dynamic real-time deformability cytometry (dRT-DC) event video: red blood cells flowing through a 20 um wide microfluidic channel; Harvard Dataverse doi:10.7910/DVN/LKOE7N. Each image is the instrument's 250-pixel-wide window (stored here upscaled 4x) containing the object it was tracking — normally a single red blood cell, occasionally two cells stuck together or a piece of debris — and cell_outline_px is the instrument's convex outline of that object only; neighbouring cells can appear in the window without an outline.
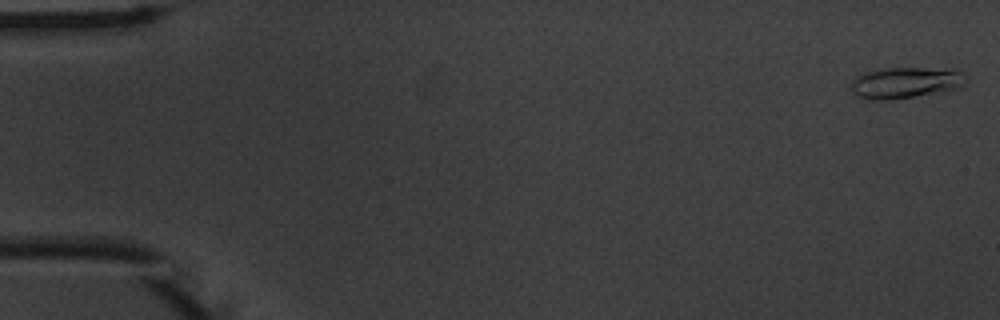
{"species": "common noctule bat (a hibernating species)", "species_latin": "Nyctalus noctula", "temperature_condition": "warm", "stored_images_in_passage": 54, "camera_frame_rate_fps": 3000, "um_per_image_px": 0.085, "animal": {"sex": "male", "body_mass_g": 20.1, "forearm_length_mm": 53.5}, "frame": {"image": 1, "passage_image": 1, "time_ms": 0.0, "image_size_px": [1000, 320], "cell_outline_px": [[964, 72], [960, 88], [948, 92], [888, 100], [864, 100], [856, 96], [852, 92], [848, 84], [852, 80], [868, 72], [884, 68], [956, 68]], "centroid_in_image_um": [76.97, 7.05], "position_along_channel_um": 8.0, "area_um2": 21.33}}
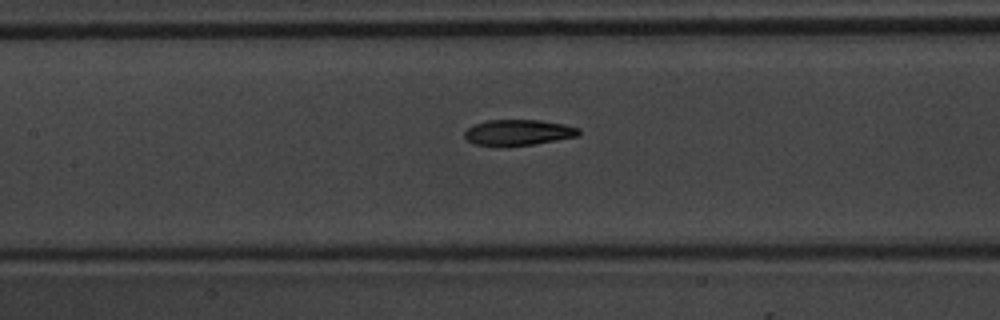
{"frame": {"image": 2, "passage_image": 25, "time_ms": 8.0, "image_size_px": [1000, 320], "cell_outline_px": [[580, 136], [532, 144], [496, 148], [472, 144], [464, 136], [464, 132], [468, 128], [476, 124], [488, 120], [540, 120], [564, 124], [580, 128]], "centroid_in_image_um": [44.03, 11.28], "position_along_channel_um": 163.4, "area_um2": 17.51}}
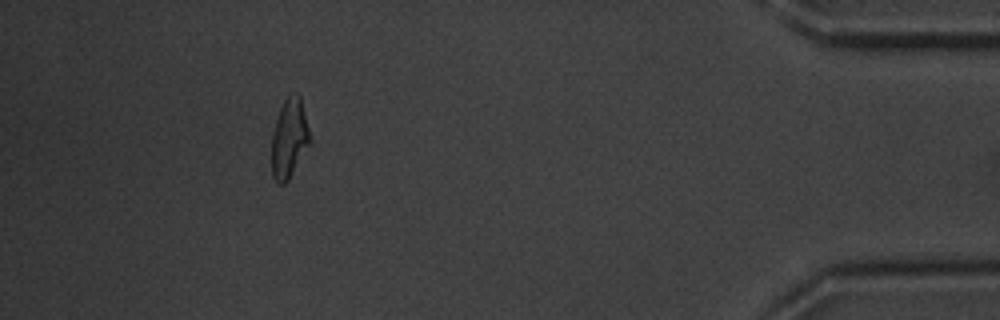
{"frame": {"image": 3, "passage_image": 49, "time_ms": 16.0, "image_size_px": [1000, 320], "cell_outline_px": [[312, 140], [288, 180], [284, 184], [276, 184], [272, 176], [272, 132], [280, 108], [284, 100], [292, 92], [296, 92], [300, 96]], "centroid_in_image_um": [24.59, 11.76], "position_along_channel_um": 410.6, "area_um2": 17.74}, "authors_computed_cell_mechanics": {"area_um2": 17.6001, "velocity_mm_per_s": 3.7825, "shape_relaxation_time_tau1_ms": 4.2896, "shape_relaxation_time_tau2_ms": 2.4306, "deformation_change_tau1": 0.2155, "deformation_change_tau2": 0.1046}}